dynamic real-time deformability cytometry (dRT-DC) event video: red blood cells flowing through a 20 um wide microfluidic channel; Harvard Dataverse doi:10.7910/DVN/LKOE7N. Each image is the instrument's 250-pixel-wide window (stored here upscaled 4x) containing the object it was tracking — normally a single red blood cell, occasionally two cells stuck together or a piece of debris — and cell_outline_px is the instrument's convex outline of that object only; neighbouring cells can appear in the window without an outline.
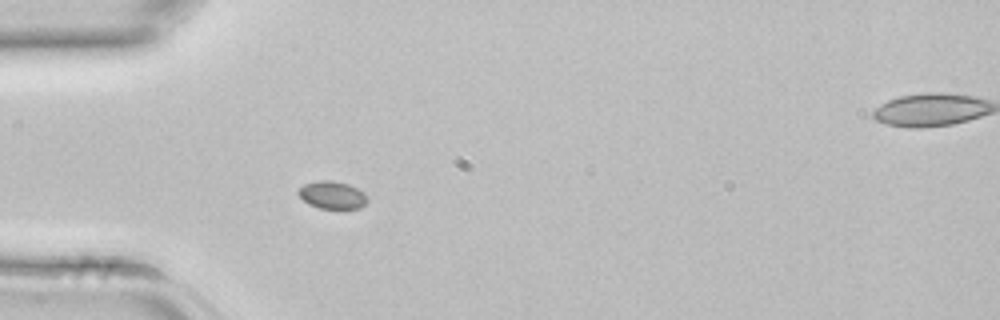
{"species": "common noctule bat (a hibernating species)", "species_latin": "Nyctalus noctula", "temperature_condition": "room temperature", "stored_images_in_passage": 3, "segment_of_instrument_passage": [1, 2], "camera_frame_rate_fps": 3000, "um_per_image_px": 0.085, "animal": {"sex": "female", "body_mass_g": 22.7, "forearm_length_mm": 54.2}, "frame": {"image": 1, "passage_image": 2, "time_ms": 0.333, "image_size_px": [1000, 320], "cell_outline_px": [[368, 200], [360, 208], [320, 208], [308, 204], [296, 192], [304, 184], [320, 180], [332, 180], [348, 184], [364, 192]], "centroid_in_image_um": [28.23, 16.57], "position_along_channel_um": 56.8, "area_um2": 10.98}}